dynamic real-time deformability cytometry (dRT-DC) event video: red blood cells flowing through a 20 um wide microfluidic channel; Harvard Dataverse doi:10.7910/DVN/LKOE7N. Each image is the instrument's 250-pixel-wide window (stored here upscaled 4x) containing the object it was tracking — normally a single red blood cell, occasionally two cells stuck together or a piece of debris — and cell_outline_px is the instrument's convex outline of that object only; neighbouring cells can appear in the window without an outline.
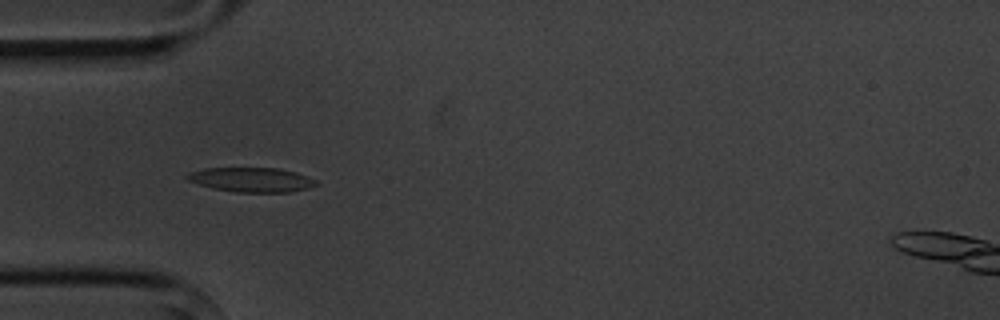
{"species": "common noctule bat (a hibernating species)", "species_latin": "Nyctalus noctula", "temperature_condition": "cold", "stored_images_in_passage": 5, "camera_frame_rate_fps": 3000, "um_per_image_px": 0.085, "animal": {"sex": "male", "body_mass_g": 20.1, "forearm_length_mm": 53.5}, "frame": {"image": 1, "passage_image": 5, "time_ms": 4.667, "image_size_px": [1000, 320], "cell_outline_px": [[320, 184], [308, 188], [288, 192], [236, 192], [212, 188], [188, 180], [184, 176], [188, 172], [204, 168], [280, 168], [296, 172], [308, 176], [316, 180]], "centroid_in_image_um": [21.39, 15.27], "position_along_channel_um": 63.6, "area_um2": 18.5}}